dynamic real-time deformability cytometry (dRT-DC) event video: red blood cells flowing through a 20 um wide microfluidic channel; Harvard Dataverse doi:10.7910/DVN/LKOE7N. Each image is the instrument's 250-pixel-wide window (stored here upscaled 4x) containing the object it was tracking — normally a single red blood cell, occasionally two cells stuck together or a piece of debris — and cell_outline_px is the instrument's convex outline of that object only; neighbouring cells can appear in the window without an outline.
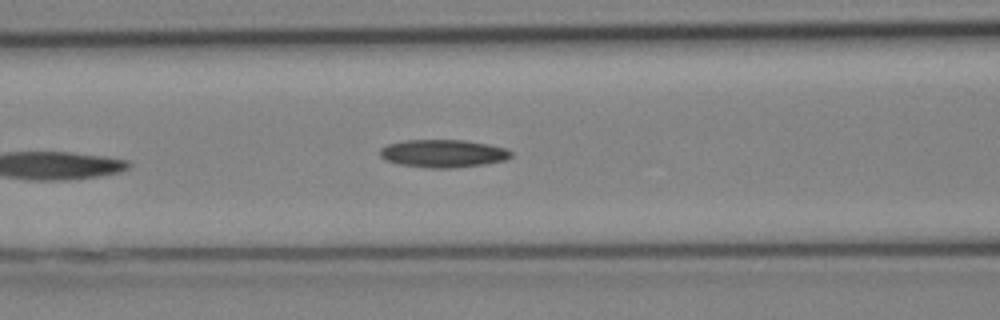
{"species": "Egyptian fruit bat (a non-hibernating species)", "species_latin": "Rousettus aegyptiacus", "temperature_condition": "cold", "stored_images_in_passage": 9, "camera_frame_rate_fps": 3000, "um_per_image_px": 0.085, "animal": {"sex": "female"}, "frame": {"image": 1, "passage_image": 9, "time_ms": 2.667, "image_size_px": [1000, 320], "cell_outline_px": [[512, 156], [508, 160], [484, 164], [456, 168], [428, 168], [396, 164], [384, 160], [380, 156], [380, 148], [388, 144], [404, 140], [464, 140], [488, 144], [504, 148], [512, 152]], "centroid_in_image_um": [37.65, 13.05], "position_along_channel_um": 129.0, "area_um2": 21.5}}